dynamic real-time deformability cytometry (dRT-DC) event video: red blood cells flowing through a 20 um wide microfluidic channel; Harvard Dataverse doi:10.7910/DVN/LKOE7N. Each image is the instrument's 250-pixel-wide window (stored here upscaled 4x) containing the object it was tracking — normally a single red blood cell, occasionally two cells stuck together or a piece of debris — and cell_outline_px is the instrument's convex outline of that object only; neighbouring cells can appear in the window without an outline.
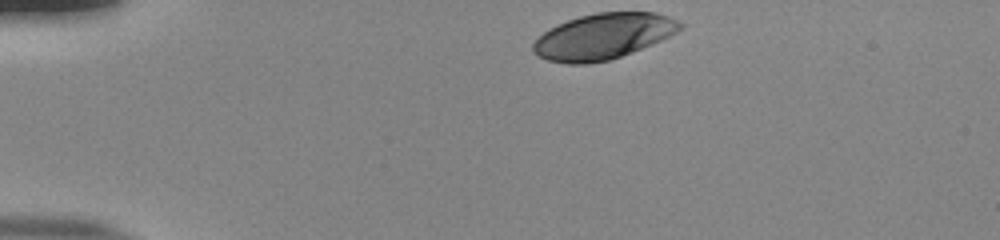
{"species": "human", "species_latin": "Homo sapiens", "temperature_condition": "room temperature", "stored_images_in_passage": 35, "camera_frame_rate_fps": 3000, "um_per_image_px": 0.085, "donor": {"sex": "male"}, "frame": {"image": 1, "passage_image": 1, "time_ms": 0.0, "image_size_px": [1000, 240], "cell_outline_px": [[684, 28], [652, 44], [620, 56], [608, 60], [588, 64], [568, 64], [548, 60], [536, 56], [532, 52], [532, 44], [548, 28], [568, 20], [580, 16], [596, 12], [656, 12], [668, 16], [684, 24]], "centroid_in_image_um": [51.25, 3.09], "position_along_channel_um": 33.7, "area_um2": 39.13}}
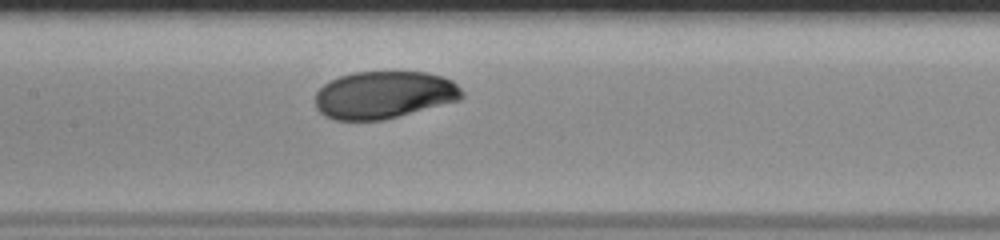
{"frame": {"image": 2, "passage_image": 17, "time_ms": 5.333, "image_size_px": [1000, 240], "cell_outline_px": [[464, 96], [460, 100], [384, 120], [332, 120], [324, 116], [316, 108], [316, 92], [324, 84], [340, 76], [352, 72], [424, 72], [440, 76], [452, 80], [464, 92]], "centroid_in_image_um": [32.63, 8.07], "position_along_channel_um": 174.8, "area_um2": 40.63}}
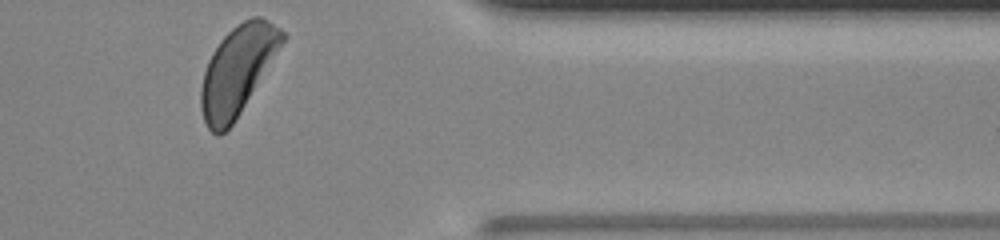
{"frame": {"image": 3, "passage_image": 35, "time_ms": 11.333, "image_size_px": [1000, 240], "cell_outline_px": [[288, 36], [232, 124], [220, 136], [216, 136], [208, 128], [204, 120], [200, 108], [200, 88], [204, 72], [208, 60], [212, 52], [220, 40], [236, 24], [252, 16], [260, 16], [268, 20], [280, 28]], "centroid_in_image_um": [20.17, 5.96], "position_along_channel_um": 391.2, "area_um2": 41.67}, "authors_computed_cell_mechanics": {"area_um2": 41.4426, "velocity_mm_per_s": 3.8441, "shape_relaxation_time_tau1_ms": 3.3394, "shape_relaxation_time_tau2_ms": null, "deformation_change_tau1": 0.1521, "deformation_change_tau2": null}}